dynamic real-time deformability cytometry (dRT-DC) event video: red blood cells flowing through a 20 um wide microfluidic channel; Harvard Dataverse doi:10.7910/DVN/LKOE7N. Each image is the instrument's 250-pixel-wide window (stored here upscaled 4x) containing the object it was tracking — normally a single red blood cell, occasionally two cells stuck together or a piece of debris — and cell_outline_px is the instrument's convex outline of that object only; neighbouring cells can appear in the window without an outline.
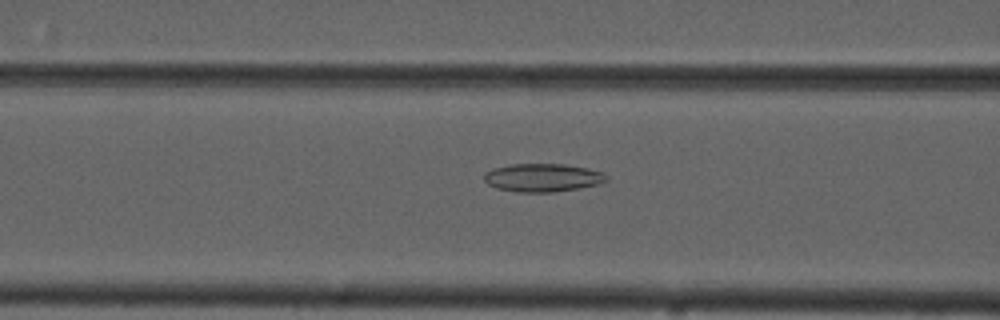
{"species": "common noctule bat (a hibernating species)", "species_latin": "Nyctalus noctula", "temperature_condition": "cold", "stored_images_in_passage": 51, "camera_frame_rate_fps": 3000, "um_per_image_px": 0.085, "animal": {"sex": "male", "forearm_length_mm": 52.5}, "frame": {"image": 1, "passage_image": 21, "time_ms": 6.667, "image_size_px": [1000, 320], "cell_outline_px": [[608, 180], [600, 184], [580, 188], [552, 192], [516, 192], [496, 188], [488, 184], [484, 180], [484, 172], [492, 168], [512, 164], [564, 164], [588, 168], [604, 172], [608, 176]], "centroid_in_image_um": [46.14, 15.1], "position_along_channel_um": 120.5, "area_um2": 20.35}}
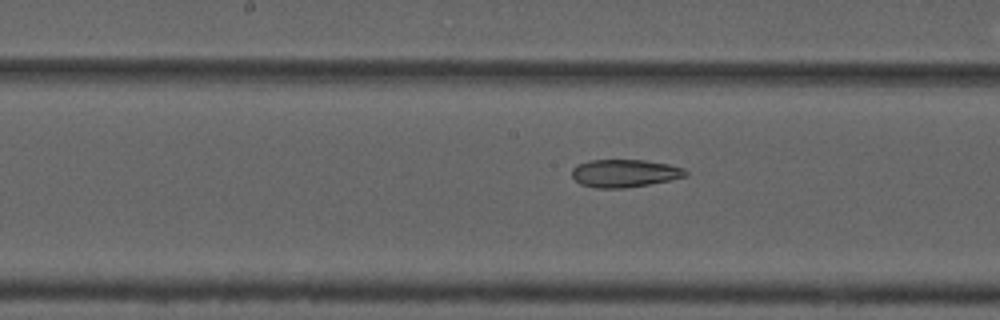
{"frame": {"image": 2, "passage_image": 27, "time_ms": 8.667, "image_size_px": [1000, 320], "cell_outline_px": [[688, 176], [648, 184], [624, 188], [596, 188], [580, 184], [572, 176], [572, 168], [576, 164], [588, 160], [644, 160], [668, 164], [684, 168], [688, 172]], "centroid_in_image_um": [53.07, 14.72], "position_along_channel_um": 195.1, "area_um2": 18.44}}
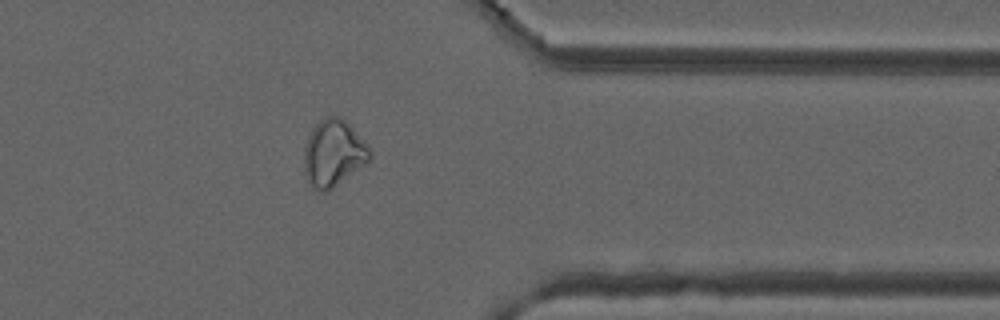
{"frame": {"image": 3, "passage_image": 43, "time_ms": 14.0, "image_size_px": [1000, 320], "cell_outline_px": [[372, 156], [364, 164], [328, 192], [320, 192], [312, 188], [308, 184], [304, 172], [304, 144], [312, 128], [320, 120], [328, 116], [336, 116], [344, 120], [368, 144], [372, 152]], "centroid_in_image_um": [28.31, 13.05], "position_along_channel_um": 383.1, "area_um2": 25.61}, "authors_computed_cell_mechanics": {"area_um2": 22.9466, "velocity_mm_per_s": 3.7267, "shape_relaxation_time_tau1_ms": null, "shape_relaxation_time_tau2_ms": 4.1579, "deformation_change_tau1": null, "deformation_change_tau2": 0.1204}}